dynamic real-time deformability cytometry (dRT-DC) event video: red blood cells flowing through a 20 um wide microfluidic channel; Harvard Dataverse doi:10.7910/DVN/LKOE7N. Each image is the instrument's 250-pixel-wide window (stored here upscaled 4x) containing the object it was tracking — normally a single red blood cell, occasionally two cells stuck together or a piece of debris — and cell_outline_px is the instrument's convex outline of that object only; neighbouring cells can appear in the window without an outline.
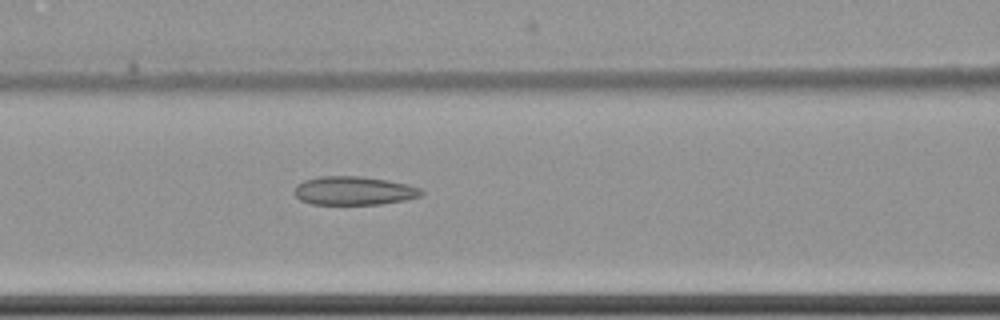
{"species": "common noctule bat (a hibernating species)", "species_latin": "Nyctalus noctula", "temperature_condition": "cold", "stored_images_in_passage": 7, "camera_frame_rate_fps": 3000, "um_per_image_px": 0.085, "animal": {"sex": "female", "body_mass_g": 22.7, "forearm_length_mm": 54.2}, "frame": {"image": 1, "passage_image": 7, "time_ms": 7.333, "image_size_px": [1000, 320], "cell_outline_px": [[424, 192], [420, 196], [404, 200], [380, 204], [312, 204], [300, 200], [292, 192], [296, 184], [304, 180], [320, 176], [360, 176], [388, 180], [408, 184], [420, 188]], "centroid_in_image_um": [30.04, 16.2], "position_along_channel_um": 136.6, "area_um2": 21.27}}